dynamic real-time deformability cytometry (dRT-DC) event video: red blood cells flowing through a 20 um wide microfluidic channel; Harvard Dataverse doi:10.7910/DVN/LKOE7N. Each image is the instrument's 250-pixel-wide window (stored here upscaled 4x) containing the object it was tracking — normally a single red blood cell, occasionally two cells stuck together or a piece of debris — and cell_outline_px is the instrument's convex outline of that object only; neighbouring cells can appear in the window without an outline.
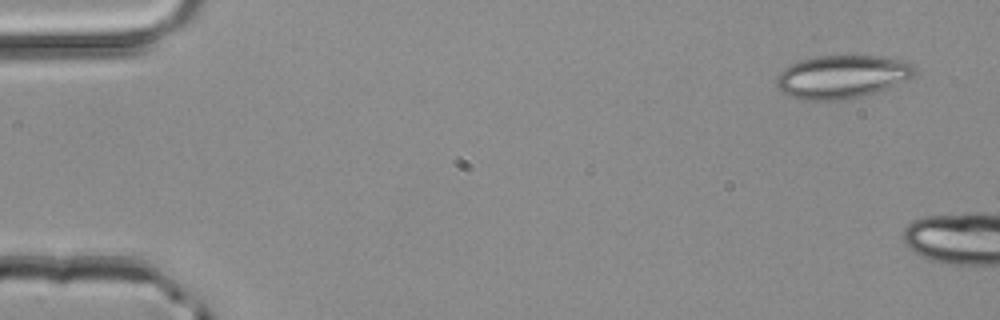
{"species": "common noctule bat (a hibernating species)", "species_latin": "Nyctalus noctula", "temperature_condition": "room temperature", "stored_images_in_passage": 2, "camera_frame_rate_fps": 3000, "um_per_image_px": 0.085, "animal": {"sex": "male", "body_mass_g": 20.4}, "frame": {"image": 1, "passage_image": 1, "time_ms": 0.0, "image_size_px": [1000, 320], "cell_outline_px": [[916, 72], [912, 76], [904, 80], [876, 92], [864, 96], [840, 100], [800, 100], [788, 96], [776, 88], [776, 76], [788, 64], [800, 60], [816, 56], [888, 56], [908, 60], [916, 64]], "centroid_in_image_um": [71.56, 6.51], "position_along_channel_um": 13.4, "area_um2": 35.32}}